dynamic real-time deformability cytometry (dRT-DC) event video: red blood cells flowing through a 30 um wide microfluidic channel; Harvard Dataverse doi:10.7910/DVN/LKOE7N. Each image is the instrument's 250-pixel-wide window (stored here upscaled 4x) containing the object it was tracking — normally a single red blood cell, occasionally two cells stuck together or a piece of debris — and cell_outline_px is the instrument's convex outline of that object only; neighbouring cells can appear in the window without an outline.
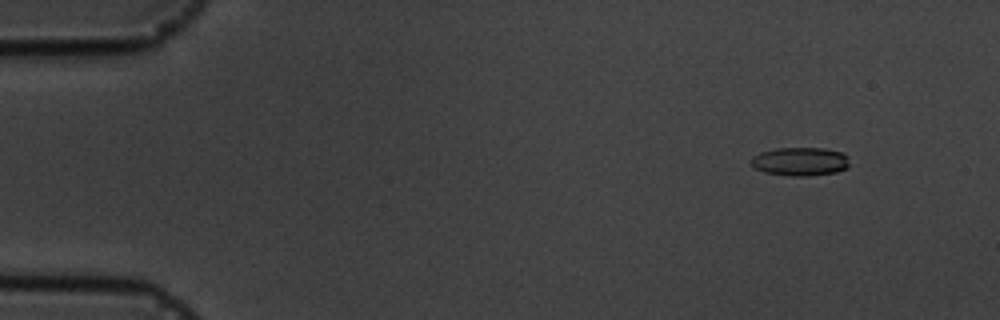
{"species": "common noctule bat (a hibernating species)", "species_latin": "Nyctalus noctula", "temperature_condition": "cold", "stored_images_in_passage": 4, "camera_frame_rate_fps": 3000, "um_per_image_px": 0.085, "animal": {"sex": "male", "body_mass_g": 19.5, "forearm_length_mm": 54.6}, "frame": {"image": 1, "passage_image": 1, "time_ms": 0.0, "image_size_px": [1000, 320], "cell_outline_px": [[848, 168], [836, 172], [808, 176], [792, 176], [764, 172], [756, 168], [752, 164], [752, 156], [760, 152], [776, 148], [824, 148], [844, 152], [848, 156]], "centroid_in_image_um": [68.05, 13.72], "position_along_channel_um": 16.9, "area_um2": 16.42}}
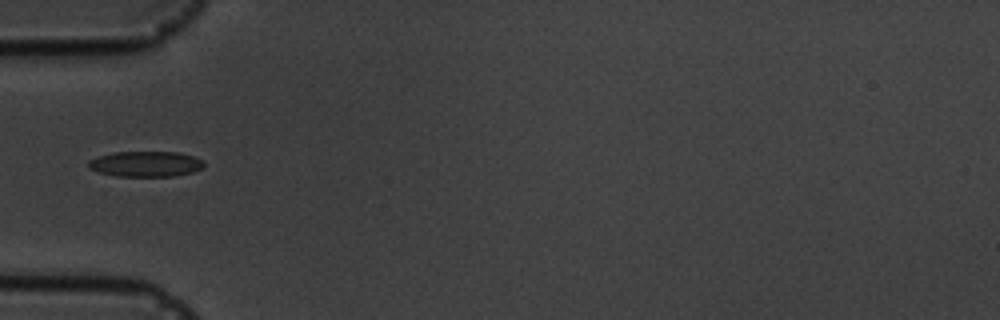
{"frame": {"image": 2, "passage_image": 4, "time_ms": 4.333, "image_size_px": [1000, 320], "cell_outline_px": [[204, 168], [192, 172], [172, 176], [116, 176], [96, 172], [88, 168], [88, 160], [96, 156], [112, 152], [176, 152], [192, 156], [204, 160]], "centroid_in_image_um": [12.34, 13.93], "position_along_channel_um": 72.7, "area_um2": 17.34}}